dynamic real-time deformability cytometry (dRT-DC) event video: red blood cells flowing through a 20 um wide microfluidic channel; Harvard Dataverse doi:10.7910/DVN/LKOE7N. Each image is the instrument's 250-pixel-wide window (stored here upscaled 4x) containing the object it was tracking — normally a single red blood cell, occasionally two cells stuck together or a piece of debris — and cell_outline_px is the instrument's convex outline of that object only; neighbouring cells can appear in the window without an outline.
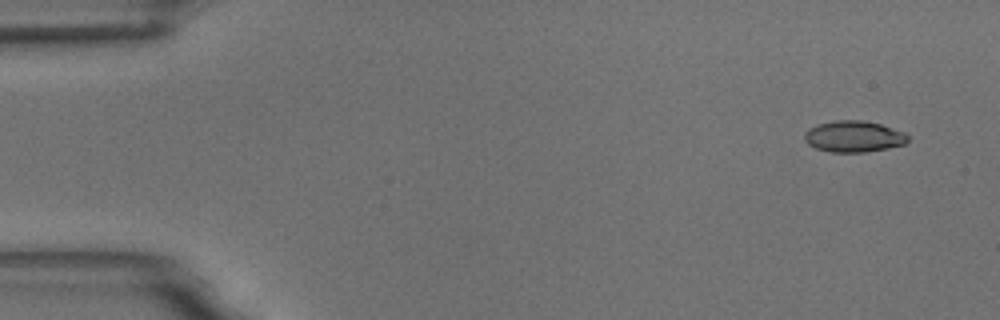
{"species": "common noctule bat (a hibernating species)", "species_latin": "Nyctalus noctula", "temperature_condition": "room temperature", "stored_images_in_passage": 53, "camera_frame_rate_fps": 3000, "um_per_image_px": 0.085, "animal": {"sex": "male", "body_mass_g": 18.8}, "frame": {"image": 1, "passage_image": 1, "time_ms": 0.0, "image_size_px": [1000, 320], "cell_outline_px": [[908, 140], [904, 144], [864, 152], [832, 152], [816, 148], [808, 144], [804, 140], [804, 132], [808, 128], [816, 124], [836, 120], [864, 120], [880, 124], [904, 132], [908, 136]], "centroid_in_image_um": [72.51, 11.58], "position_along_channel_um": 12.5, "area_um2": 18.79}}
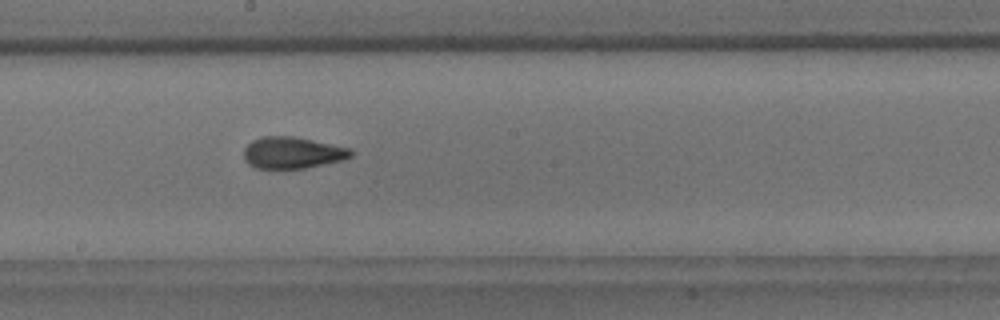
{"frame": {"image": 2, "passage_image": 28, "time_ms": 9.0, "image_size_px": [1000, 320], "cell_outline_px": [[352, 156], [344, 160], [304, 168], [256, 168], [248, 164], [244, 160], [244, 148], [252, 140], [264, 136], [292, 136], [352, 148]], "centroid_in_image_um": [24.86, 12.98], "position_along_channel_um": 223.3, "area_um2": 19.71}}
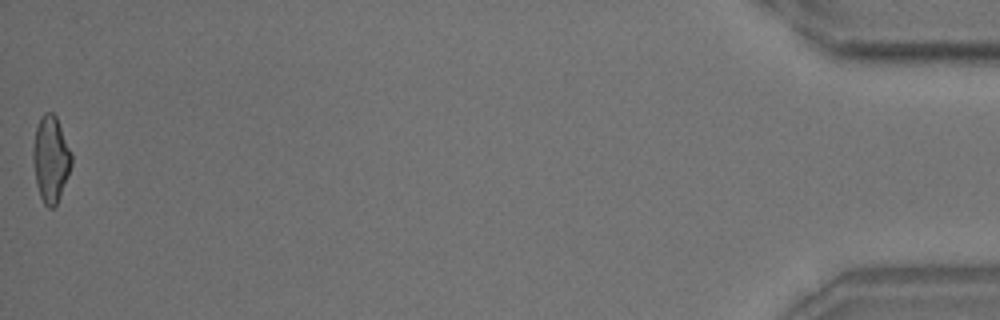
{"frame": {"image": 3, "passage_image": 53, "time_ms": 17.333, "image_size_px": [1000, 320], "cell_outline_px": [[72, 164], [60, 196], [56, 204], [52, 208], [48, 208], [44, 204], [40, 196], [36, 184], [32, 160], [32, 148], [36, 128], [40, 116], [44, 112], [52, 112], [56, 116], [72, 152]], "centroid_in_image_um": [4.3, 13.5], "position_along_channel_um": 430.9, "area_um2": 19.48}, "authors_computed_cell_mechanics": {"area_um2": 19.3052, "velocity_mm_per_s": 3.6561, "shape_relaxation_time_tau1_ms": 6.3176, "shape_relaxation_time_tau2_ms": 1.9287, "deformation_change_tau1": 0.1733, "deformation_change_tau2": 0.085}}